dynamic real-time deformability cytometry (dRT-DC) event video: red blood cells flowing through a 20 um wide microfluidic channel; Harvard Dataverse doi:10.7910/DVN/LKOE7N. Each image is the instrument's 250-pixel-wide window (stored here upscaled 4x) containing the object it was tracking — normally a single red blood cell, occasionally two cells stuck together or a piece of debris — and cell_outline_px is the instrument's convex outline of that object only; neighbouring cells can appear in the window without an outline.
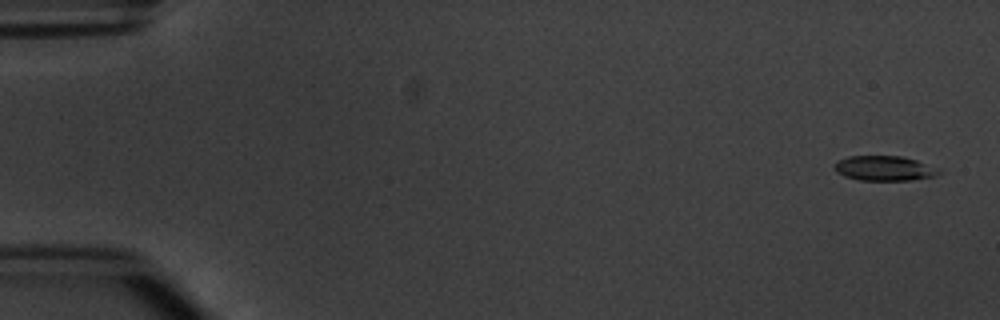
{"species": "common noctule bat (a hibernating species)", "species_latin": "Nyctalus noctula", "temperature_condition": "warm", "stored_images_in_passage": 5, "camera_frame_rate_fps": 3000, "um_per_image_px": 0.085, "animal": {"sex": "male", "body_mass_g": 20.1, "forearm_length_mm": 53.5}, "frame": {"image": 1, "passage_image": 1, "time_ms": 0.0, "image_size_px": [1000, 320], "cell_outline_px": [[944, 172], [936, 176], [912, 180], [860, 180], [844, 176], [836, 172], [836, 164], [840, 160], [848, 156], [900, 156], [916, 160]], "centroid_in_image_um": [75.19, 14.31], "position_along_channel_um": 9.8, "area_um2": 14.91}}